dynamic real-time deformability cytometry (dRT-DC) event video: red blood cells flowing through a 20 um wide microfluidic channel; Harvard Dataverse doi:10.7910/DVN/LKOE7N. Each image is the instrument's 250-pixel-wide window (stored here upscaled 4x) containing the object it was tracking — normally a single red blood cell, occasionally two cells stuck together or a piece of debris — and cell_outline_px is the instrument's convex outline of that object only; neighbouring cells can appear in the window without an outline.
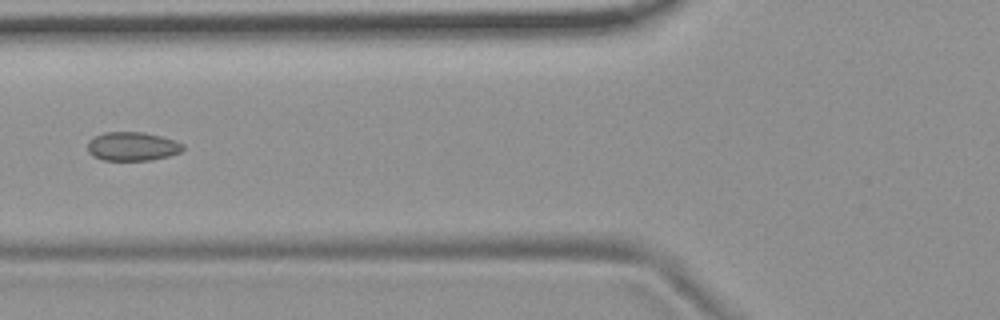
{"species": "common noctule bat (a hibernating species)", "species_latin": "Nyctalus noctula", "temperature_condition": "room temperature", "stored_images_in_passage": 3, "camera_frame_rate_fps": 3000, "um_per_image_px": 0.085, "animal": {"sex": "female", "body_mass_g": 19.9}, "frame": {"image": 1, "passage_image": 3, "time_ms": 0.667, "image_size_px": [1000, 320], "cell_outline_px": [[184, 148], [180, 152], [168, 156], [152, 160], [104, 160], [92, 156], [88, 152], [88, 140], [104, 132], [144, 132], [176, 140], [184, 144]], "centroid_in_image_um": [11.26, 12.44], "position_along_channel_um": 114.5, "area_um2": 16.07}}